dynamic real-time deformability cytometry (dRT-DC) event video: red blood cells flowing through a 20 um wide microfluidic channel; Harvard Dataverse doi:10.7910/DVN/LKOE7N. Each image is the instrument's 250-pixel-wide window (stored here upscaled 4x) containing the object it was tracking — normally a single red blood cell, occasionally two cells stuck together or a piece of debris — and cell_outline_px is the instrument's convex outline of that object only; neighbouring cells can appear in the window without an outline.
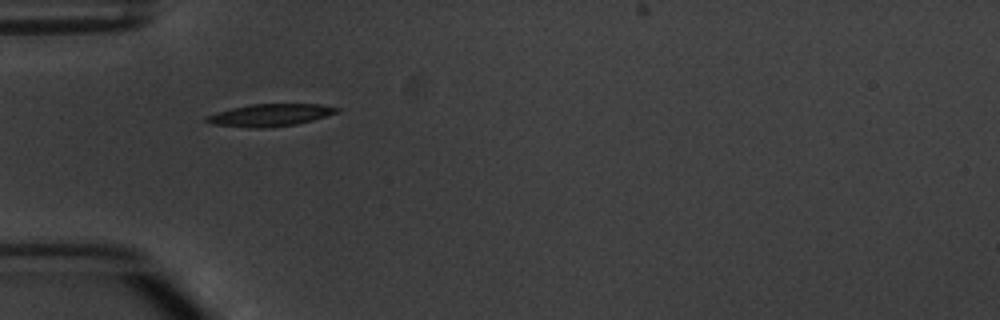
{"species": "common noctule bat (a hibernating species)", "species_latin": "Nyctalus noctula", "temperature_condition": "warm", "stored_images_in_passage": 2, "camera_frame_rate_fps": 3000, "um_per_image_px": 0.085, "animal": {"sex": "male", "body_mass_g": 20.1, "forearm_length_mm": 53.5}, "frame": {"image": 1, "passage_image": 1, "time_ms": 0.0, "image_size_px": [1000, 320], "cell_outline_px": [[340, 112], [312, 120], [296, 124], [268, 128], [248, 128], [212, 124], [204, 120], [204, 116], [216, 112], [232, 108], [252, 104], [320, 104], [340, 108]], "centroid_in_image_um": [22.94, 9.79], "position_along_channel_um": 62.1, "area_um2": 17.05}}